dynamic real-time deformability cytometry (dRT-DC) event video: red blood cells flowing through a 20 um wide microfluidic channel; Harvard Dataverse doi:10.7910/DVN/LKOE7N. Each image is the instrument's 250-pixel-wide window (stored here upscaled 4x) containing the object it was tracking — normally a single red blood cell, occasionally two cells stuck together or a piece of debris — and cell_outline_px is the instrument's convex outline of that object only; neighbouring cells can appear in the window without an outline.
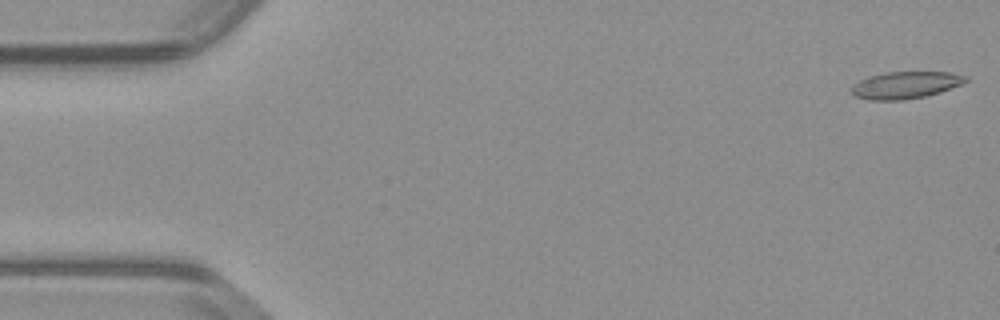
{"species": "common noctule bat (a hibernating species)", "species_latin": "Nyctalus noctula", "temperature_condition": "warm", "stored_images_in_passage": 5, "camera_frame_rate_fps": 3000, "um_per_image_px": 0.085, "animal": {"sex": "male", "body_mass_g": 23.1, "forearm_length_mm": 52.7}, "frame": {"image": 1, "passage_image": 1, "time_ms": 0.0, "image_size_px": [1000, 320], "cell_outline_px": [[968, 80], [960, 84], [940, 92], [924, 96], [904, 100], [868, 100], [852, 96], [852, 84], [868, 76], [888, 72], [948, 72], [968, 76]], "centroid_in_image_um": [76.92, 7.23], "position_along_channel_um": 8.1, "area_um2": 17.98}}